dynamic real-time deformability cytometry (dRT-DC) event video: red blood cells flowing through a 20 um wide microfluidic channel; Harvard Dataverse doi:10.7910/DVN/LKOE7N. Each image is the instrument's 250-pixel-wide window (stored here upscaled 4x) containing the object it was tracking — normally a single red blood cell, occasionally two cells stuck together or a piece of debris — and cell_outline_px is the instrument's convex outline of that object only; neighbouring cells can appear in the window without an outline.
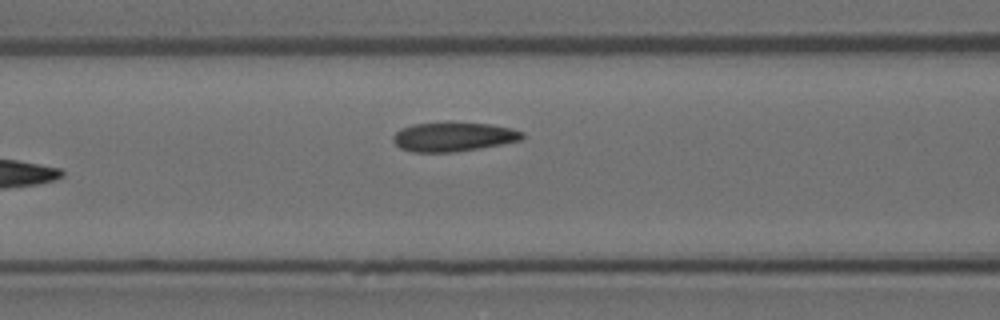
{"species": "Egyptian fruit bat (a non-hibernating species)", "species_latin": "Rousettus aegyptiacus", "temperature_condition": "room temperature", "stored_images_in_passage": 5, "camera_frame_rate_fps": 3000, "um_per_image_px": 0.085, "animal": {"sex": "female"}, "frame": {"image": 1, "passage_image": 5, "time_ms": 1.333, "image_size_px": [1000, 320], "cell_outline_px": [[524, 136], [520, 140], [480, 148], [452, 152], [412, 152], [400, 148], [392, 140], [392, 136], [400, 128], [412, 124], [492, 124], [512, 128], [524, 132]], "centroid_in_image_um": [38.52, 11.65], "position_along_channel_um": 128.1, "area_um2": 21.5}}